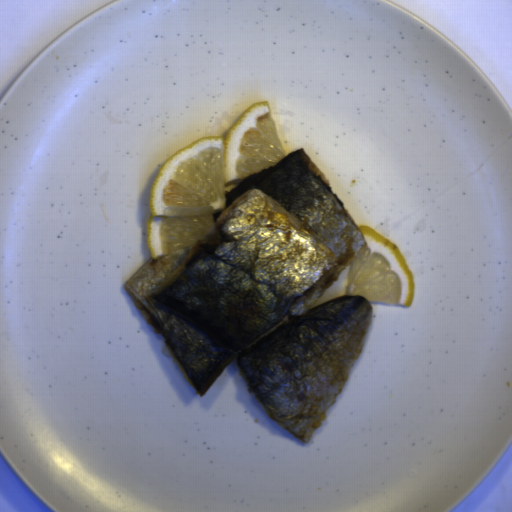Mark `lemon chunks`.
Segmentation results:
<instances>
[{
    "mask_svg": "<svg viewBox=\"0 0 512 512\" xmlns=\"http://www.w3.org/2000/svg\"><path fill=\"white\" fill-rule=\"evenodd\" d=\"M365 243L349 262L345 295L369 302L411 305L414 276L395 243L372 229L357 225Z\"/></svg>",
    "mask_w": 512,
    "mask_h": 512,
    "instance_id": "ac8584b7",
    "label": "lemon chunks"
},
{
    "mask_svg": "<svg viewBox=\"0 0 512 512\" xmlns=\"http://www.w3.org/2000/svg\"><path fill=\"white\" fill-rule=\"evenodd\" d=\"M286 155L268 103L238 116L224 138L199 139L161 167L150 191L147 242L155 260L204 238L226 205V185L245 180Z\"/></svg>",
    "mask_w": 512,
    "mask_h": 512,
    "instance_id": "e0be4373",
    "label": "lemon chunks"
}]
</instances>
